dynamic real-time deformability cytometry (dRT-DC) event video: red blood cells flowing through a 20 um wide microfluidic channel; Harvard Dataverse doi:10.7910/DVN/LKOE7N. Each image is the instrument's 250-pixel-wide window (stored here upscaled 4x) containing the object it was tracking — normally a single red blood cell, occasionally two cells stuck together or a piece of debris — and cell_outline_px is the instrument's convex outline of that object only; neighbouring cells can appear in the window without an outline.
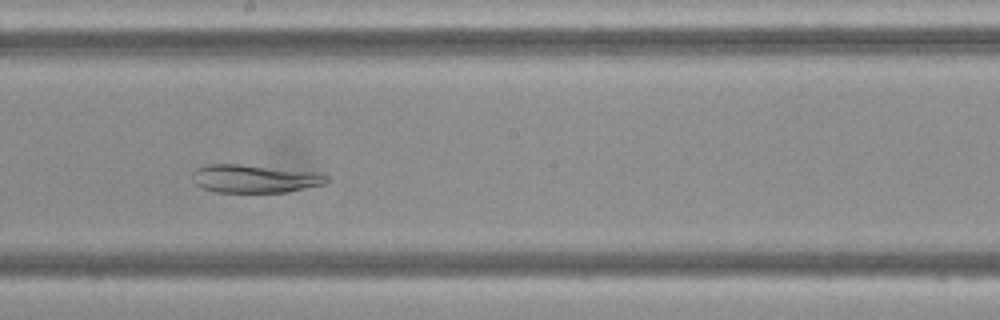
{"species": "Egyptian fruit bat (a non-hibernating species)", "species_latin": "Rousettus aegyptiacus", "temperature_condition": "cold", "stored_images_in_passage": 42, "camera_frame_rate_fps": 3000, "um_per_image_px": 0.085, "frame": {"image": 1, "passage_image": 20, "time_ms": 6.333, "image_size_px": [1000, 320], "cell_outline_px": [[332, 180], [324, 184], [288, 192], [216, 192], [204, 188], [196, 184], [192, 176], [192, 172], [196, 168], [208, 164], [240, 164], [324, 172]], "centroid_in_image_um": [21.73, 15.17], "position_along_channel_um": 226.5, "area_um2": 22.37}}
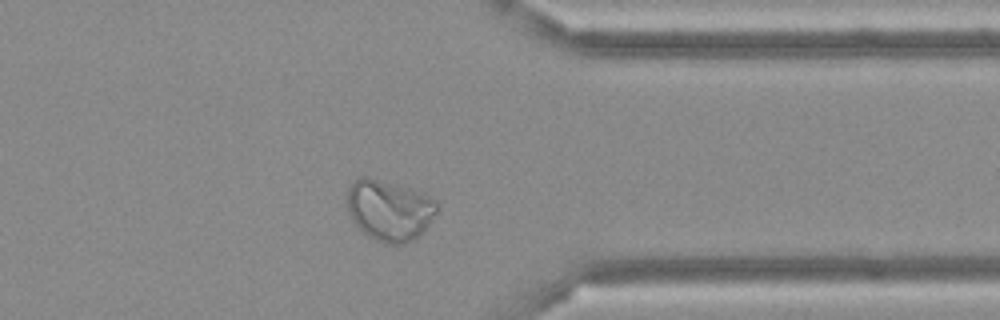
{"frame": {"image": 2, "passage_image": 32, "time_ms": 10.333, "image_size_px": [1000, 320], "cell_outline_px": [[440, 204], [436, 212], [420, 236], [404, 244], [388, 244], [376, 240], [368, 236], [352, 220], [348, 212], [344, 196], [352, 180], [360, 176], [368, 176], [424, 192], [432, 196]], "centroid_in_image_um": [33.08, 17.83], "position_along_channel_um": 378.3, "area_um2": 32.54}}
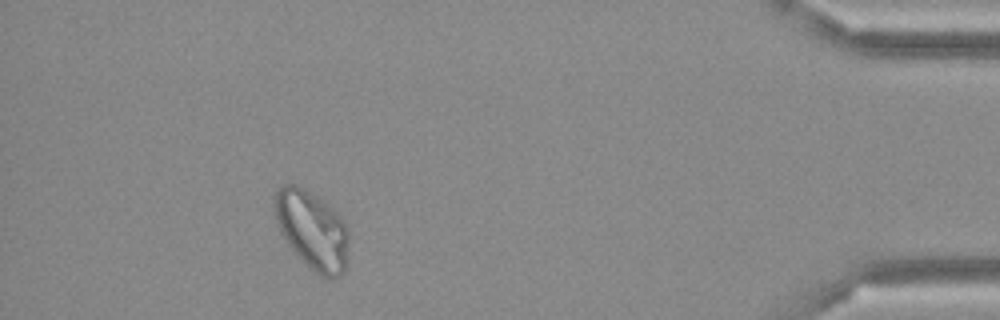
{"frame": {"image": 3, "passage_image": 38, "time_ms": 12.333, "image_size_px": [1000, 320], "cell_outline_px": [[348, 260], [344, 272], [340, 276], [332, 280], [328, 280], [320, 276], [284, 240], [276, 224], [272, 208], [272, 196], [280, 184], [296, 184], [304, 188], [324, 200], [344, 220], [348, 228]], "centroid_in_image_um": [26.52, 19.51], "position_along_channel_um": 408.7, "area_um2": 34.74}}